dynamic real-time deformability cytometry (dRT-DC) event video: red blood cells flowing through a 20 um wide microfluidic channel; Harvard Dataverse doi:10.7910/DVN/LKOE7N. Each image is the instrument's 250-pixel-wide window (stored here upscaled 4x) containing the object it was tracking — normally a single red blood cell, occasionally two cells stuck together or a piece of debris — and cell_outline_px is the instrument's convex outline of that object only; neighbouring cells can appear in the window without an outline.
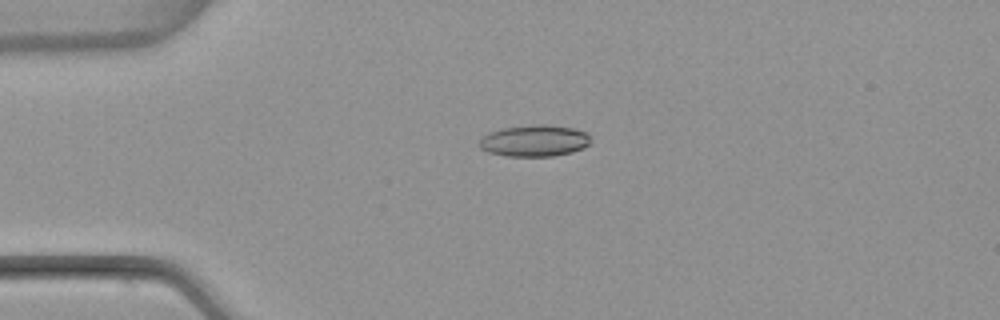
{"species": "common noctule bat (a hibernating species)", "species_latin": "Nyctalus noctula", "temperature_condition": "warm", "stored_images_in_passage": 5, "camera_frame_rate_fps": 3000, "um_per_image_px": 0.085, "animal": {"sex": "female", "body_mass_g": 22.7, "forearm_length_mm": 54.2}, "frame": {"image": 1, "passage_image": 4, "time_ms": 3.667, "image_size_px": [1000, 320], "cell_outline_px": [[592, 140], [588, 144], [572, 152], [552, 156], [508, 156], [488, 152], [480, 148], [476, 144], [488, 132], [504, 128], [532, 124], [544, 124], [572, 128], [588, 132]], "centroid_in_image_um": [45.41, 11.95], "position_along_channel_um": 39.6, "area_um2": 20.52}}